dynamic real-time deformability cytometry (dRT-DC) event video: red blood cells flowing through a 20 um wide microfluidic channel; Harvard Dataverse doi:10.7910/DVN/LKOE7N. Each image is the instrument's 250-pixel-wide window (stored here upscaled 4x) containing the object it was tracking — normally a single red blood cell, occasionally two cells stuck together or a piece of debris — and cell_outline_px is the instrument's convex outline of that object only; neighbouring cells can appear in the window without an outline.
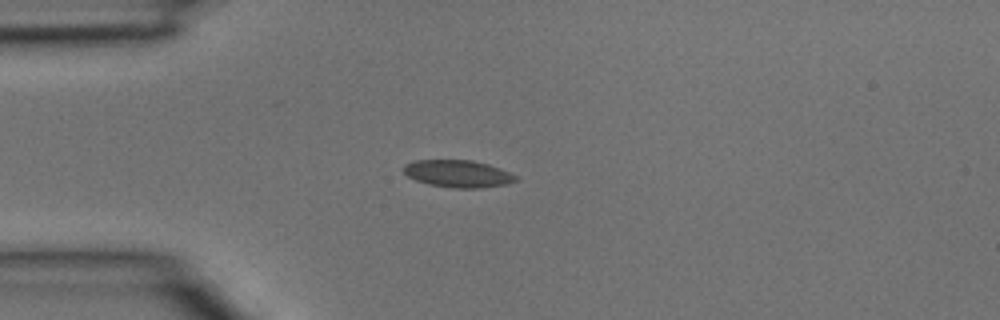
{"species": "common noctule bat (a hibernating species)", "species_latin": "Nyctalus noctula", "temperature_condition": "room temperature", "stored_images_in_passage": 30, "camera_frame_rate_fps": 3000, "um_per_image_px": 0.085, "animal": {"sex": "male", "body_mass_g": 15.6}, "frame": {"image": 1, "passage_image": 1, "time_ms": 0.0, "image_size_px": [1000, 320], "cell_outline_px": [[516, 180], [508, 184], [480, 188], [452, 188], [428, 184], [416, 180], [408, 176], [404, 172], [404, 164], [416, 160], [472, 160], [488, 164], [500, 168], [516, 176]], "centroid_in_image_um": [38.92, 14.76], "position_along_channel_um": 46.1, "area_um2": 17.74}}
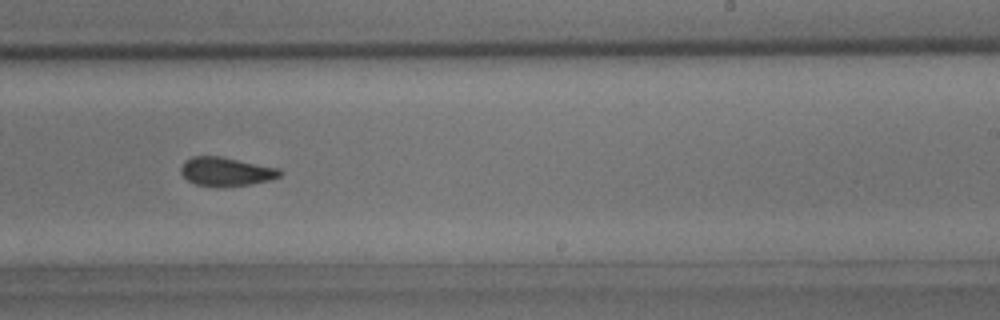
{"frame": {"image": 2, "passage_image": 15, "time_ms": 4.667, "image_size_px": [1000, 320], "cell_outline_px": [[284, 172], [280, 176], [272, 180], [224, 188], [216, 188], [196, 184], [188, 180], [180, 172], [180, 168], [184, 160], [192, 156], [220, 156], [280, 168]], "centroid_in_image_um": [19.22, 14.6], "position_along_channel_um": 269.8, "area_um2": 16.99}}
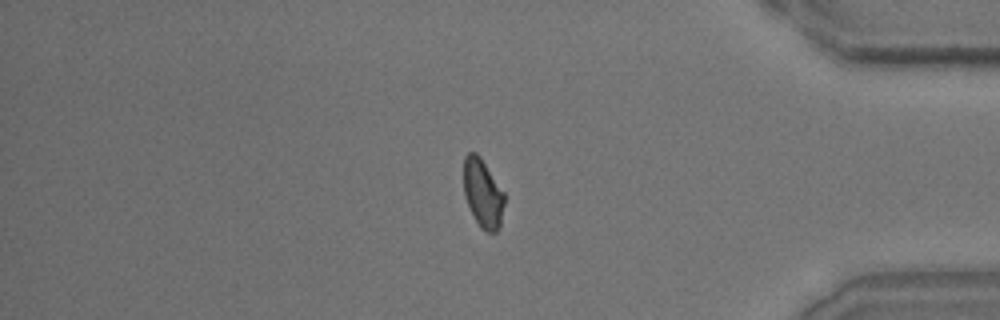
{"frame": {"image": 3, "passage_image": 24, "time_ms": 7.667, "image_size_px": [1000, 320], "cell_outline_px": [[504, 204], [500, 224], [496, 232], [488, 232], [480, 228], [464, 196], [464, 156], [468, 152], [476, 152], [480, 156], [504, 192]], "centroid_in_image_um": [41.03, 16.41], "position_along_channel_um": 394.2, "area_um2": 16.13}}